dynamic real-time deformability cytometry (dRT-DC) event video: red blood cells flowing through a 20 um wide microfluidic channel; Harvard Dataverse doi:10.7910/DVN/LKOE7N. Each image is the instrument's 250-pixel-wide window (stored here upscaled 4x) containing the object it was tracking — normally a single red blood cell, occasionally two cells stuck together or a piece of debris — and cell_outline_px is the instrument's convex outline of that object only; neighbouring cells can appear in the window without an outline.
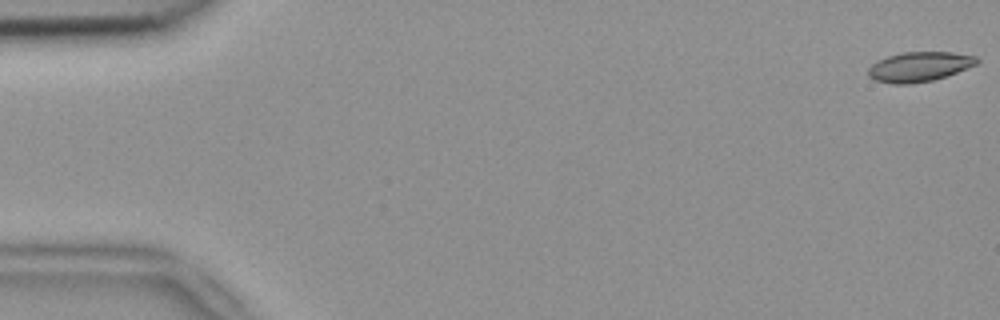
{"species": "common noctule bat (a hibernating species)", "species_latin": "Nyctalus noctula", "temperature_condition": "room temperature", "stored_images_in_passage": 53, "camera_frame_rate_fps": 3000, "um_per_image_px": 0.085, "animal": {"sex": "female", "body_mass_g": 18.4}, "frame": {"image": 1, "passage_image": 1, "time_ms": 0.0, "image_size_px": [1000, 320], "cell_outline_px": [[980, 60], [976, 64], [956, 72], [932, 80], [908, 84], [892, 84], [876, 80], [868, 76], [868, 68], [876, 60], [888, 56], [904, 52], [952, 52], [976, 56]], "centroid_in_image_um": [78.11, 5.66], "position_along_channel_um": 6.9, "area_um2": 18.67}}
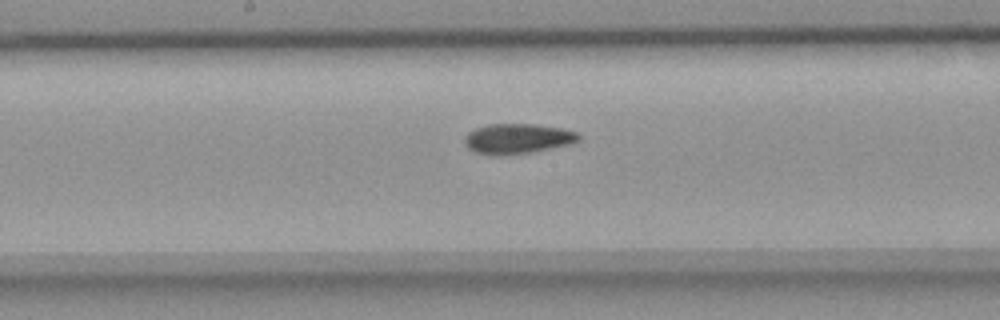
{"frame": {"image": 2, "passage_image": 28, "time_ms": 9.0, "image_size_px": [1000, 320], "cell_outline_px": [[580, 140], [572, 144], [532, 152], [500, 156], [488, 156], [476, 152], [468, 148], [464, 144], [464, 136], [468, 132], [476, 128], [488, 124], [536, 124], [560, 128], [576, 132], [580, 136]], "centroid_in_image_um": [43.96, 11.8], "position_along_channel_um": 204.2, "area_um2": 20.29}}
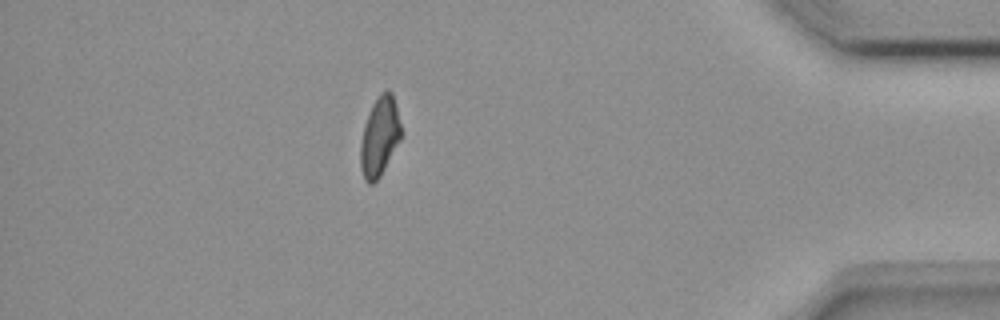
{"frame": {"image": 3, "passage_image": 47, "time_ms": 15.333, "image_size_px": [1000, 320], "cell_outline_px": [[400, 140], [380, 176], [372, 184], [368, 184], [364, 180], [360, 164], [360, 144], [364, 124], [372, 104], [380, 92], [388, 88], [392, 92], [400, 124]], "centroid_in_image_um": [32.24, 11.59], "position_along_channel_um": 403.0, "area_um2": 18.61}, "authors_computed_cell_mechanics": {"area_um2": 19.4786, "velocity_mm_per_s": 3.8238, "shape_relaxation_time_tau1_ms": null, "shape_relaxation_time_tau2_ms": 5.3504, "deformation_change_tau1": null, "deformation_change_tau2": 0.125}}